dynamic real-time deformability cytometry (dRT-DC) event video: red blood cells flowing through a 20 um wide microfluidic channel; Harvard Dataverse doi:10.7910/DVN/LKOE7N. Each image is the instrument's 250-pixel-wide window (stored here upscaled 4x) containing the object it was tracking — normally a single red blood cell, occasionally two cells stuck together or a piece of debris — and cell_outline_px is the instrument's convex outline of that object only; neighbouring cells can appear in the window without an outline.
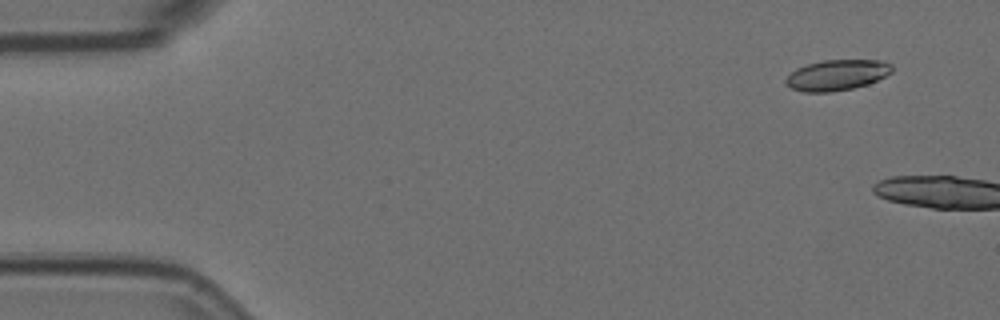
{"species": "Egyptian fruit bat (a non-hibernating species)", "species_latin": "Rousettus aegyptiacus", "temperature_condition": "room temperature", "stored_images_in_passage": 2, "camera_frame_rate_fps": 3000, "um_per_image_px": 0.085, "animal": {"sex": "female"}, "frame": {"image": 1, "passage_image": 1, "time_ms": 0.0, "image_size_px": [1000, 320], "cell_outline_px": [[892, 72], [868, 84], [852, 88], [832, 92], [804, 92], [792, 88], [784, 80], [796, 68], [808, 64], [824, 60], [880, 60], [892, 64]], "centroid_in_image_um": [71.15, 6.37], "position_along_channel_um": 13.9, "area_um2": 18.79}}